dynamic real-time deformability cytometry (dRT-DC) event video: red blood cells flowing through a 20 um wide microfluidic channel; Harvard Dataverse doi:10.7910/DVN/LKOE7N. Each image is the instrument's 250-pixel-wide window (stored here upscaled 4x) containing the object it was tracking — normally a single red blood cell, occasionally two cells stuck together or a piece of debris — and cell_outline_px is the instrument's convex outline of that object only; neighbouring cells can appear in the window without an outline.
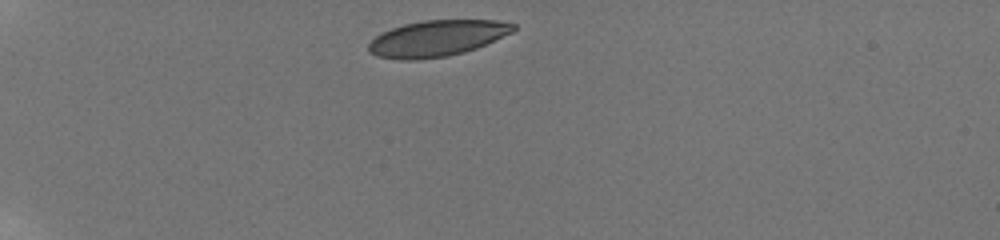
{"species": "human", "species_latin": "Homo sapiens", "temperature_condition": "room temperature", "stored_images_in_passage": 42, "camera_frame_rate_fps": 3000, "um_per_image_px": 0.085, "donor": {"sex": "male"}, "frame": {"image": 1, "passage_image": 1, "time_ms": 0.0, "image_size_px": [1000, 240], "cell_outline_px": [[516, 28], [512, 32], [476, 48], [464, 52], [448, 56], [416, 60], [400, 60], [376, 56], [368, 52], [368, 44], [380, 32], [404, 24], [424, 20], [496, 20], [516, 24]], "centroid_in_image_um": [37.11, 3.26], "position_along_channel_um": 47.9, "area_um2": 30.46}}
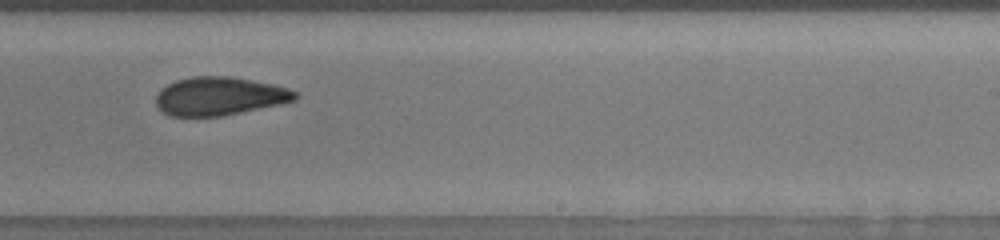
{"frame": {"image": 2, "passage_image": 28, "time_ms": 7.333, "image_size_px": [1000, 240], "cell_outline_px": [[300, 96], [296, 100], [224, 116], [168, 116], [156, 104], [156, 96], [168, 84], [176, 80], [192, 76], [228, 76], [252, 80], [272, 84], [288, 88], [296, 92]], "centroid_in_image_um": [18.67, 8.17], "position_along_channel_um": 270.3, "area_um2": 30.92}}
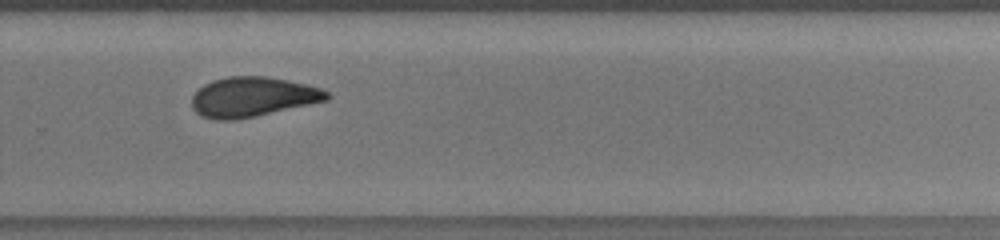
{"frame": {"image": 3, "passage_image": 32, "time_ms": 8.333, "image_size_px": [1000, 240], "cell_outline_px": [[332, 96], [328, 100], [256, 116], [236, 120], [216, 120], [200, 116], [192, 108], [192, 96], [204, 84], [212, 80], [228, 76], [264, 76], [288, 80], [308, 84], [320, 88], [328, 92]], "centroid_in_image_um": [21.47, 8.24], "position_along_channel_um": 308.3, "area_um2": 31.44}, "authors_computed_cell_mechanics": {"area_um2": 31.79, "velocity_mm_per_s": 3.7948, "shape_relaxation_time_tau1_ms": 9.7073, "shape_relaxation_time_tau2_ms": 2.315, "deformation_change_tau1": 0.206, "deformation_change_tau2": 0.0789}}